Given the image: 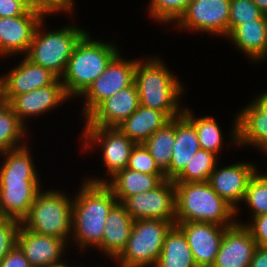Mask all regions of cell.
Segmentation results:
<instances>
[{"mask_svg":"<svg viewBox=\"0 0 267 267\" xmlns=\"http://www.w3.org/2000/svg\"><path fill=\"white\" fill-rule=\"evenodd\" d=\"M200 149L194 125L182 114L175 118V143L169 168L164 172L166 179L174 180Z\"/></svg>","mask_w":267,"mask_h":267,"instance_id":"cell-25","label":"cell"},{"mask_svg":"<svg viewBox=\"0 0 267 267\" xmlns=\"http://www.w3.org/2000/svg\"><path fill=\"white\" fill-rule=\"evenodd\" d=\"M238 149L250 148L267 155V117L251 101L237 112Z\"/></svg>","mask_w":267,"mask_h":267,"instance_id":"cell-23","label":"cell"},{"mask_svg":"<svg viewBox=\"0 0 267 267\" xmlns=\"http://www.w3.org/2000/svg\"><path fill=\"white\" fill-rule=\"evenodd\" d=\"M67 101L73 100L67 95L60 78H57L51 85L14 96L8 104L19 120L30 129L27 123H31L32 118L35 120L52 113L53 110L55 112L57 108L68 103Z\"/></svg>","mask_w":267,"mask_h":267,"instance_id":"cell-14","label":"cell"},{"mask_svg":"<svg viewBox=\"0 0 267 267\" xmlns=\"http://www.w3.org/2000/svg\"><path fill=\"white\" fill-rule=\"evenodd\" d=\"M30 144L0 154V210L6 218L22 221L44 188Z\"/></svg>","mask_w":267,"mask_h":267,"instance_id":"cell-1","label":"cell"},{"mask_svg":"<svg viewBox=\"0 0 267 267\" xmlns=\"http://www.w3.org/2000/svg\"><path fill=\"white\" fill-rule=\"evenodd\" d=\"M171 118L159 110L139 105L138 109L117 128L136 144L144 143L157 130L163 128Z\"/></svg>","mask_w":267,"mask_h":267,"instance_id":"cell-26","label":"cell"},{"mask_svg":"<svg viewBox=\"0 0 267 267\" xmlns=\"http://www.w3.org/2000/svg\"><path fill=\"white\" fill-rule=\"evenodd\" d=\"M176 191L175 222H205L221 226L236 223L235 210L209 182H174Z\"/></svg>","mask_w":267,"mask_h":267,"instance_id":"cell-5","label":"cell"},{"mask_svg":"<svg viewBox=\"0 0 267 267\" xmlns=\"http://www.w3.org/2000/svg\"><path fill=\"white\" fill-rule=\"evenodd\" d=\"M193 0H149L146 4L145 14L148 15L149 20L157 24H163L166 28H170L180 19L184 14L188 5Z\"/></svg>","mask_w":267,"mask_h":267,"instance_id":"cell-33","label":"cell"},{"mask_svg":"<svg viewBox=\"0 0 267 267\" xmlns=\"http://www.w3.org/2000/svg\"><path fill=\"white\" fill-rule=\"evenodd\" d=\"M105 223L100 255L112 262L125 249L134 220L126 208L117 202L109 211Z\"/></svg>","mask_w":267,"mask_h":267,"instance_id":"cell-24","label":"cell"},{"mask_svg":"<svg viewBox=\"0 0 267 267\" xmlns=\"http://www.w3.org/2000/svg\"><path fill=\"white\" fill-rule=\"evenodd\" d=\"M29 9L18 0H0V17L24 15Z\"/></svg>","mask_w":267,"mask_h":267,"instance_id":"cell-40","label":"cell"},{"mask_svg":"<svg viewBox=\"0 0 267 267\" xmlns=\"http://www.w3.org/2000/svg\"><path fill=\"white\" fill-rule=\"evenodd\" d=\"M230 0H193L180 19L171 27L174 31L208 34L225 39L228 36Z\"/></svg>","mask_w":267,"mask_h":267,"instance_id":"cell-11","label":"cell"},{"mask_svg":"<svg viewBox=\"0 0 267 267\" xmlns=\"http://www.w3.org/2000/svg\"><path fill=\"white\" fill-rule=\"evenodd\" d=\"M264 16H265V19H266V24H267V13H266V14H264Z\"/></svg>","mask_w":267,"mask_h":267,"instance_id":"cell-50","label":"cell"},{"mask_svg":"<svg viewBox=\"0 0 267 267\" xmlns=\"http://www.w3.org/2000/svg\"><path fill=\"white\" fill-rule=\"evenodd\" d=\"M263 13L252 0H230L228 34L243 23L259 19Z\"/></svg>","mask_w":267,"mask_h":267,"instance_id":"cell-34","label":"cell"},{"mask_svg":"<svg viewBox=\"0 0 267 267\" xmlns=\"http://www.w3.org/2000/svg\"><path fill=\"white\" fill-rule=\"evenodd\" d=\"M92 35L88 31L76 44L60 78L67 95L74 101H77L122 50L115 39L104 41Z\"/></svg>","mask_w":267,"mask_h":267,"instance_id":"cell-4","label":"cell"},{"mask_svg":"<svg viewBox=\"0 0 267 267\" xmlns=\"http://www.w3.org/2000/svg\"><path fill=\"white\" fill-rule=\"evenodd\" d=\"M220 158L211 151L199 149L174 182H207Z\"/></svg>","mask_w":267,"mask_h":267,"instance_id":"cell-32","label":"cell"},{"mask_svg":"<svg viewBox=\"0 0 267 267\" xmlns=\"http://www.w3.org/2000/svg\"><path fill=\"white\" fill-rule=\"evenodd\" d=\"M127 168L144 174H164L143 143L133 147Z\"/></svg>","mask_w":267,"mask_h":267,"instance_id":"cell-35","label":"cell"},{"mask_svg":"<svg viewBox=\"0 0 267 267\" xmlns=\"http://www.w3.org/2000/svg\"><path fill=\"white\" fill-rule=\"evenodd\" d=\"M68 245L61 238L35 233L22 224L17 234V246L32 267H60L67 264L69 260L65 257L71 252L68 251Z\"/></svg>","mask_w":267,"mask_h":267,"instance_id":"cell-16","label":"cell"},{"mask_svg":"<svg viewBox=\"0 0 267 267\" xmlns=\"http://www.w3.org/2000/svg\"><path fill=\"white\" fill-rule=\"evenodd\" d=\"M245 227L250 231L257 246L267 247V214L252 218Z\"/></svg>","mask_w":267,"mask_h":267,"instance_id":"cell-38","label":"cell"},{"mask_svg":"<svg viewBox=\"0 0 267 267\" xmlns=\"http://www.w3.org/2000/svg\"><path fill=\"white\" fill-rule=\"evenodd\" d=\"M194 112L190 107L184 106L183 115L194 125L197 131L200 149L211 151L221 159L222 157L220 156L223 155V150H226L228 147L231 150V147L238 149L237 112L232 117V125H230L231 128L229 127L230 133L228 132L226 135L228 137L224 136L225 132L222 130L223 125L221 126L215 117L210 114L206 115V113L205 115L198 116ZM225 138L228 139V142L224 140Z\"/></svg>","mask_w":267,"mask_h":267,"instance_id":"cell-20","label":"cell"},{"mask_svg":"<svg viewBox=\"0 0 267 267\" xmlns=\"http://www.w3.org/2000/svg\"><path fill=\"white\" fill-rule=\"evenodd\" d=\"M29 131L8 103L0 105V154L27 145Z\"/></svg>","mask_w":267,"mask_h":267,"instance_id":"cell-29","label":"cell"},{"mask_svg":"<svg viewBox=\"0 0 267 267\" xmlns=\"http://www.w3.org/2000/svg\"><path fill=\"white\" fill-rule=\"evenodd\" d=\"M81 180V185L74 190L77 192L72 194V232L69 246L75 247L83 258L87 251L89 253L90 248V252L95 248L99 254L101 253L105 220L117 199L106 183Z\"/></svg>","mask_w":267,"mask_h":267,"instance_id":"cell-2","label":"cell"},{"mask_svg":"<svg viewBox=\"0 0 267 267\" xmlns=\"http://www.w3.org/2000/svg\"><path fill=\"white\" fill-rule=\"evenodd\" d=\"M0 267H32L24 253L16 245L1 261Z\"/></svg>","mask_w":267,"mask_h":267,"instance_id":"cell-39","label":"cell"},{"mask_svg":"<svg viewBox=\"0 0 267 267\" xmlns=\"http://www.w3.org/2000/svg\"><path fill=\"white\" fill-rule=\"evenodd\" d=\"M259 8V10L263 13H267V0H252Z\"/></svg>","mask_w":267,"mask_h":267,"instance_id":"cell-43","label":"cell"},{"mask_svg":"<svg viewBox=\"0 0 267 267\" xmlns=\"http://www.w3.org/2000/svg\"><path fill=\"white\" fill-rule=\"evenodd\" d=\"M69 264H70V261L67 262V264L63 265V266H60V267H69Z\"/></svg>","mask_w":267,"mask_h":267,"instance_id":"cell-47","label":"cell"},{"mask_svg":"<svg viewBox=\"0 0 267 267\" xmlns=\"http://www.w3.org/2000/svg\"><path fill=\"white\" fill-rule=\"evenodd\" d=\"M262 93L255 94L256 96L252 97V101L267 117V91L262 89Z\"/></svg>","mask_w":267,"mask_h":267,"instance_id":"cell-42","label":"cell"},{"mask_svg":"<svg viewBox=\"0 0 267 267\" xmlns=\"http://www.w3.org/2000/svg\"><path fill=\"white\" fill-rule=\"evenodd\" d=\"M45 16L43 11L28 10L21 16L0 17V59L25 56L37 26Z\"/></svg>","mask_w":267,"mask_h":267,"instance_id":"cell-15","label":"cell"},{"mask_svg":"<svg viewBox=\"0 0 267 267\" xmlns=\"http://www.w3.org/2000/svg\"><path fill=\"white\" fill-rule=\"evenodd\" d=\"M265 157H267V155H264V159H267ZM266 171H267V169H266ZM263 173L267 176V172L264 171Z\"/></svg>","mask_w":267,"mask_h":267,"instance_id":"cell-49","label":"cell"},{"mask_svg":"<svg viewBox=\"0 0 267 267\" xmlns=\"http://www.w3.org/2000/svg\"><path fill=\"white\" fill-rule=\"evenodd\" d=\"M175 143V118L157 130L143 144L149 150L159 168L165 172L171 162L172 147Z\"/></svg>","mask_w":267,"mask_h":267,"instance_id":"cell-30","label":"cell"},{"mask_svg":"<svg viewBox=\"0 0 267 267\" xmlns=\"http://www.w3.org/2000/svg\"><path fill=\"white\" fill-rule=\"evenodd\" d=\"M123 53L121 50L107 65L105 71L78 98L82 104V110L78 111L82 117L79 120L83 121L101 102L134 82L135 67L140 57L127 59Z\"/></svg>","mask_w":267,"mask_h":267,"instance_id":"cell-10","label":"cell"},{"mask_svg":"<svg viewBox=\"0 0 267 267\" xmlns=\"http://www.w3.org/2000/svg\"><path fill=\"white\" fill-rule=\"evenodd\" d=\"M21 221L14 218L0 220V261L17 245Z\"/></svg>","mask_w":267,"mask_h":267,"instance_id":"cell-36","label":"cell"},{"mask_svg":"<svg viewBox=\"0 0 267 267\" xmlns=\"http://www.w3.org/2000/svg\"><path fill=\"white\" fill-rule=\"evenodd\" d=\"M81 128V135L77 136L78 139L80 138L81 152L83 154L100 153L101 168L105 169L103 172L105 174L102 175L104 177L100 174L97 177L92 174V176H84L85 180L93 183H106L118 171L127 168L131 151L136 144L134 141L117 127L83 126Z\"/></svg>","mask_w":267,"mask_h":267,"instance_id":"cell-8","label":"cell"},{"mask_svg":"<svg viewBox=\"0 0 267 267\" xmlns=\"http://www.w3.org/2000/svg\"><path fill=\"white\" fill-rule=\"evenodd\" d=\"M23 57V58H22ZM20 56L18 64L10 67L2 79L3 100L8 103L14 96L51 85L58 77L49 69Z\"/></svg>","mask_w":267,"mask_h":267,"instance_id":"cell-17","label":"cell"},{"mask_svg":"<svg viewBox=\"0 0 267 267\" xmlns=\"http://www.w3.org/2000/svg\"><path fill=\"white\" fill-rule=\"evenodd\" d=\"M241 204L248 210L247 222L241 219H235L237 224L246 225L249 219L259 215L267 214V176L263 170H258L249 181L244 199Z\"/></svg>","mask_w":267,"mask_h":267,"instance_id":"cell-31","label":"cell"},{"mask_svg":"<svg viewBox=\"0 0 267 267\" xmlns=\"http://www.w3.org/2000/svg\"><path fill=\"white\" fill-rule=\"evenodd\" d=\"M77 0H35V11H43L47 15L64 14L68 19L74 17L77 12ZM75 11V12H74ZM69 15V16H68Z\"/></svg>","mask_w":267,"mask_h":267,"instance_id":"cell-37","label":"cell"},{"mask_svg":"<svg viewBox=\"0 0 267 267\" xmlns=\"http://www.w3.org/2000/svg\"><path fill=\"white\" fill-rule=\"evenodd\" d=\"M175 221L140 219L133 223L125 249L113 261L117 267H154L167 232Z\"/></svg>","mask_w":267,"mask_h":267,"instance_id":"cell-9","label":"cell"},{"mask_svg":"<svg viewBox=\"0 0 267 267\" xmlns=\"http://www.w3.org/2000/svg\"><path fill=\"white\" fill-rule=\"evenodd\" d=\"M256 248L250 231L235 223L225 231L212 267H249Z\"/></svg>","mask_w":267,"mask_h":267,"instance_id":"cell-21","label":"cell"},{"mask_svg":"<svg viewBox=\"0 0 267 267\" xmlns=\"http://www.w3.org/2000/svg\"><path fill=\"white\" fill-rule=\"evenodd\" d=\"M47 15L37 26L30 48L25 55L30 61L49 69L58 78L64 74L76 44L88 32L72 22L58 28H47ZM50 29V31H49Z\"/></svg>","mask_w":267,"mask_h":267,"instance_id":"cell-6","label":"cell"},{"mask_svg":"<svg viewBox=\"0 0 267 267\" xmlns=\"http://www.w3.org/2000/svg\"><path fill=\"white\" fill-rule=\"evenodd\" d=\"M22 2L29 10H35V0H18Z\"/></svg>","mask_w":267,"mask_h":267,"instance_id":"cell-44","label":"cell"},{"mask_svg":"<svg viewBox=\"0 0 267 267\" xmlns=\"http://www.w3.org/2000/svg\"><path fill=\"white\" fill-rule=\"evenodd\" d=\"M4 103V100H3V90H2V79H1V76H0V105Z\"/></svg>","mask_w":267,"mask_h":267,"instance_id":"cell-46","label":"cell"},{"mask_svg":"<svg viewBox=\"0 0 267 267\" xmlns=\"http://www.w3.org/2000/svg\"><path fill=\"white\" fill-rule=\"evenodd\" d=\"M218 164L219 162L208 182L217 194L235 210V219L241 218V203L249 181L259 170L258 162L241 160V162L225 163L226 165Z\"/></svg>","mask_w":267,"mask_h":267,"instance_id":"cell-12","label":"cell"},{"mask_svg":"<svg viewBox=\"0 0 267 267\" xmlns=\"http://www.w3.org/2000/svg\"><path fill=\"white\" fill-rule=\"evenodd\" d=\"M154 267H198L184 233L176 224L167 232Z\"/></svg>","mask_w":267,"mask_h":267,"instance_id":"cell-28","label":"cell"},{"mask_svg":"<svg viewBox=\"0 0 267 267\" xmlns=\"http://www.w3.org/2000/svg\"><path fill=\"white\" fill-rule=\"evenodd\" d=\"M3 218H4V216H3V214H2V212L0 210V220L3 219Z\"/></svg>","mask_w":267,"mask_h":267,"instance_id":"cell-48","label":"cell"},{"mask_svg":"<svg viewBox=\"0 0 267 267\" xmlns=\"http://www.w3.org/2000/svg\"><path fill=\"white\" fill-rule=\"evenodd\" d=\"M224 40L230 41L238 53L244 54L249 64L267 61V24L264 14L259 19L236 26Z\"/></svg>","mask_w":267,"mask_h":267,"instance_id":"cell-22","label":"cell"},{"mask_svg":"<svg viewBox=\"0 0 267 267\" xmlns=\"http://www.w3.org/2000/svg\"><path fill=\"white\" fill-rule=\"evenodd\" d=\"M159 55L140 57L135 67L134 82L140 105L165 112L173 119L183 114L185 102L182 99L184 94L187 95L188 86L161 59L163 55Z\"/></svg>","mask_w":267,"mask_h":267,"instance_id":"cell-3","label":"cell"},{"mask_svg":"<svg viewBox=\"0 0 267 267\" xmlns=\"http://www.w3.org/2000/svg\"><path fill=\"white\" fill-rule=\"evenodd\" d=\"M121 204L134 221L140 219L175 221L174 181L165 179L154 189L127 197Z\"/></svg>","mask_w":267,"mask_h":267,"instance_id":"cell-13","label":"cell"},{"mask_svg":"<svg viewBox=\"0 0 267 267\" xmlns=\"http://www.w3.org/2000/svg\"><path fill=\"white\" fill-rule=\"evenodd\" d=\"M184 233L198 267H212L225 231L231 226L205 222H175Z\"/></svg>","mask_w":267,"mask_h":267,"instance_id":"cell-18","label":"cell"},{"mask_svg":"<svg viewBox=\"0 0 267 267\" xmlns=\"http://www.w3.org/2000/svg\"><path fill=\"white\" fill-rule=\"evenodd\" d=\"M135 82L101 102L82 122L83 126L117 127L139 107Z\"/></svg>","mask_w":267,"mask_h":267,"instance_id":"cell-19","label":"cell"},{"mask_svg":"<svg viewBox=\"0 0 267 267\" xmlns=\"http://www.w3.org/2000/svg\"><path fill=\"white\" fill-rule=\"evenodd\" d=\"M72 263H73V262H71V265H69V267H82V266H83V267H88V266H87L88 264H85L86 266H84L83 264L81 265V263H80V264L78 263V265L76 264V262H74L73 264H72ZM91 265H92V264H90L89 267H91ZM93 267H105V266H104V265H101V266H100V265H96V266L93 265Z\"/></svg>","mask_w":267,"mask_h":267,"instance_id":"cell-45","label":"cell"},{"mask_svg":"<svg viewBox=\"0 0 267 267\" xmlns=\"http://www.w3.org/2000/svg\"><path fill=\"white\" fill-rule=\"evenodd\" d=\"M166 177L164 174H144L125 168L118 171L106 184L112 189L118 203L127 197L157 187Z\"/></svg>","mask_w":267,"mask_h":267,"instance_id":"cell-27","label":"cell"},{"mask_svg":"<svg viewBox=\"0 0 267 267\" xmlns=\"http://www.w3.org/2000/svg\"><path fill=\"white\" fill-rule=\"evenodd\" d=\"M59 190V191H58ZM66 190L45 187L38 193L21 224L35 233L70 242L73 196Z\"/></svg>","mask_w":267,"mask_h":267,"instance_id":"cell-7","label":"cell"},{"mask_svg":"<svg viewBox=\"0 0 267 267\" xmlns=\"http://www.w3.org/2000/svg\"><path fill=\"white\" fill-rule=\"evenodd\" d=\"M249 267H267V247L257 246Z\"/></svg>","mask_w":267,"mask_h":267,"instance_id":"cell-41","label":"cell"}]
</instances>
